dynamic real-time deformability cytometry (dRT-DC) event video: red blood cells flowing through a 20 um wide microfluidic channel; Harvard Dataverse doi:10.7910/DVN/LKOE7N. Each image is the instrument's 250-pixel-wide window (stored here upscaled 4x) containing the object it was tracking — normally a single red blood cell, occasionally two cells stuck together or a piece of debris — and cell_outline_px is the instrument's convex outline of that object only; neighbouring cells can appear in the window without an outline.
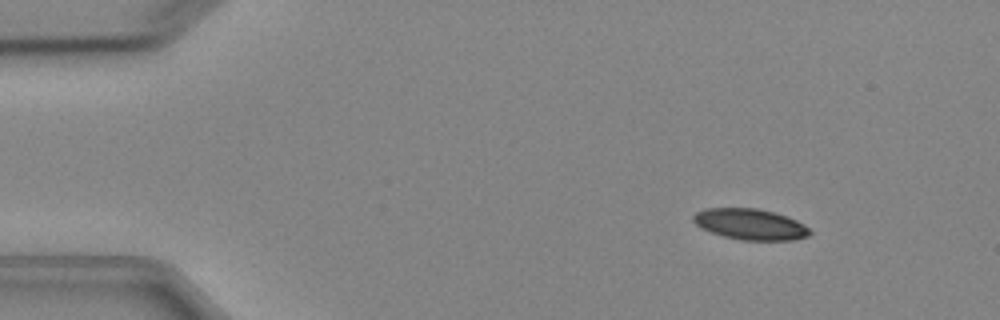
{"species": "Egyptian fruit bat (a non-hibernating species)", "species_latin": "Rousettus aegyptiacus", "temperature_condition": "cold", "stored_images_in_passage": 4, "camera_frame_rate_fps": 3000, "um_per_image_px": 0.085, "animal": {"sex": "female"}, "frame": {"image": 1, "passage_image": 2, "time_ms": 1.0, "image_size_px": [1000, 320], "cell_outline_px": [[812, 232], [808, 236], [792, 240], [740, 240], [724, 236], [700, 228], [692, 220], [692, 216], [696, 212], [704, 208], [756, 208], [772, 212], [796, 220], [804, 224]], "centroid_in_image_um": [63.74, 19.06], "position_along_channel_um": 21.3, "area_um2": 20.92}}